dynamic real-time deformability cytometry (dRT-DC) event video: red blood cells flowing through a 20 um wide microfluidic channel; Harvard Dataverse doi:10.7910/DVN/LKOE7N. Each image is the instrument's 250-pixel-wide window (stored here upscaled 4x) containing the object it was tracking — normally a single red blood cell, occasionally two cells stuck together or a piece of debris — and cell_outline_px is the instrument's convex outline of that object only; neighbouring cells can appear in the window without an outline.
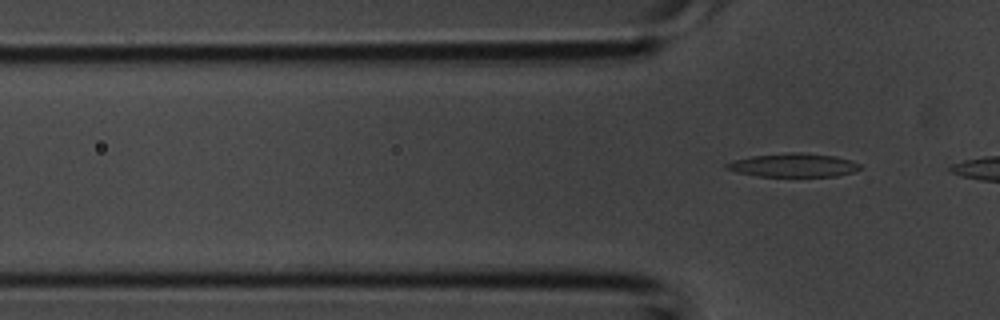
{"species": "common noctule bat (a hibernating species)", "species_latin": "Nyctalus noctula", "temperature_condition": "room temperature", "stored_images_in_passage": 3, "camera_frame_rate_fps": 3000, "um_per_image_px": 0.085, "animal": {"sex": "male", "body_mass_g": 20.1, "forearm_length_mm": 53.5}, "frame": {"image": 1, "passage_image": 3, "time_ms": 0.667, "image_size_px": [1000, 320], "cell_outline_px": [[860, 168], [852, 172], [836, 176], [756, 176], [736, 172], [724, 168], [724, 164], [732, 160], [752, 156], [788, 152], [804, 152], [836, 156], [852, 160], [860, 164]], "centroid_in_image_um": [67.41, 14.03], "position_along_channel_um": 58.4, "area_um2": 18.5}}